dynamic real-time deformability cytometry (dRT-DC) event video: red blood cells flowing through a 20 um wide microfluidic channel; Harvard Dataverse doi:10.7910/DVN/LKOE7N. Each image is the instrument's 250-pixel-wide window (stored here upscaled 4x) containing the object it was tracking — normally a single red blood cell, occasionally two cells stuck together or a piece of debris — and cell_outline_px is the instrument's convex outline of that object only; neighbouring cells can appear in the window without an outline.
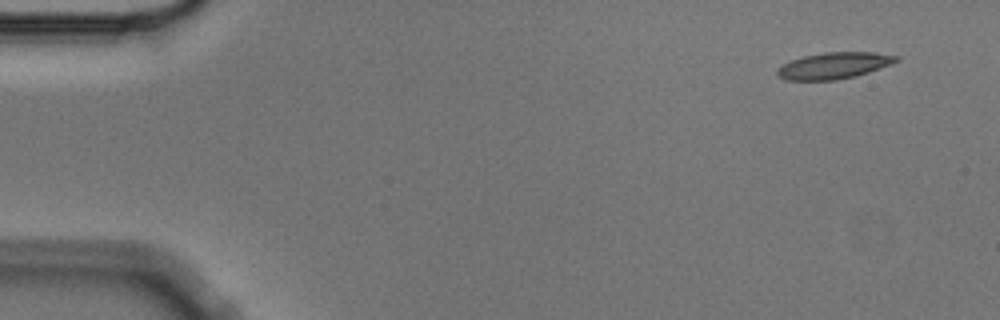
{"species": "Egyptian fruit bat (a non-hibernating species)", "species_latin": "Rousettus aegyptiacus", "temperature_condition": "cold", "stored_images_in_passage": 5, "camera_frame_rate_fps": 3000, "um_per_image_px": 0.085, "animal": {"sex": "male"}, "frame": {"image": 1, "passage_image": 1, "time_ms": 0.0, "image_size_px": [1000, 320], "cell_outline_px": [[900, 60], [892, 64], [856, 76], [836, 80], [784, 80], [776, 76], [776, 68], [792, 60], [804, 56], [824, 52], [876, 52], [900, 56]], "centroid_in_image_um": [70.89, 5.57], "position_along_channel_um": 14.1, "area_um2": 18.5}}
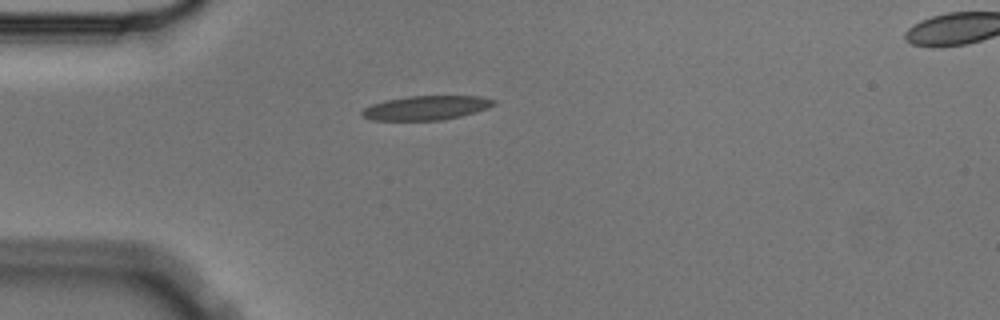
{"frame": {"image": 2, "passage_image": 4, "time_ms": 1.0, "image_size_px": [1000, 320], "cell_outline_px": [[496, 104], [488, 108], [476, 112], [460, 116], [440, 120], [372, 120], [360, 116], [360, 112], [364, 108], [372, 104], [384, 100], [408, 96], [480, 96], [496, 100]], "centroid_in_image_um": [36.21, 9.16], "position_along_channel_um": 48.8, "area_um2": 18.67}}